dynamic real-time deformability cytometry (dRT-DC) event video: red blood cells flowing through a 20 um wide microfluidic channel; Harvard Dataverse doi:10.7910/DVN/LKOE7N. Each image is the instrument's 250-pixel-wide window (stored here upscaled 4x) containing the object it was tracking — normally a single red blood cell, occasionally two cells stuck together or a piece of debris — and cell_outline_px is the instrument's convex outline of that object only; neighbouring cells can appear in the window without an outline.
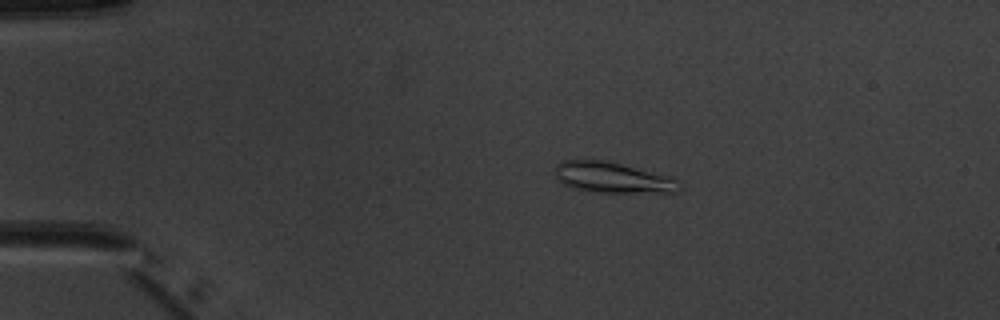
{"species": "common noctule bat (a hibernating species)", "species_latin": "Nyctalus noctula", "temperature_condition": "warm", "stored_images_in_passage": 3, "camera_frame_rate_fps": 3000, "um_per_image_px": 0.085, "animal": {"sex": "male", "body_mass_g": 20.1, "forearm_length_mm": 53.5}, "frame": {"image": 1, "passage_image": 1, "time_ms": 0.0, "image_size_px": [1000, 320], "cell_outline_px": [[680, 188], [676, 192], [588, 192], [572, 188], [564, 184], [556, 176], [556, 164], [564, 160], [604, 160], [672, 176], [680, 180]], "centroid_in_image_um": [52.1, 15.1], "position_along_channel_um": 32.9, "area_um2": 22.25}}